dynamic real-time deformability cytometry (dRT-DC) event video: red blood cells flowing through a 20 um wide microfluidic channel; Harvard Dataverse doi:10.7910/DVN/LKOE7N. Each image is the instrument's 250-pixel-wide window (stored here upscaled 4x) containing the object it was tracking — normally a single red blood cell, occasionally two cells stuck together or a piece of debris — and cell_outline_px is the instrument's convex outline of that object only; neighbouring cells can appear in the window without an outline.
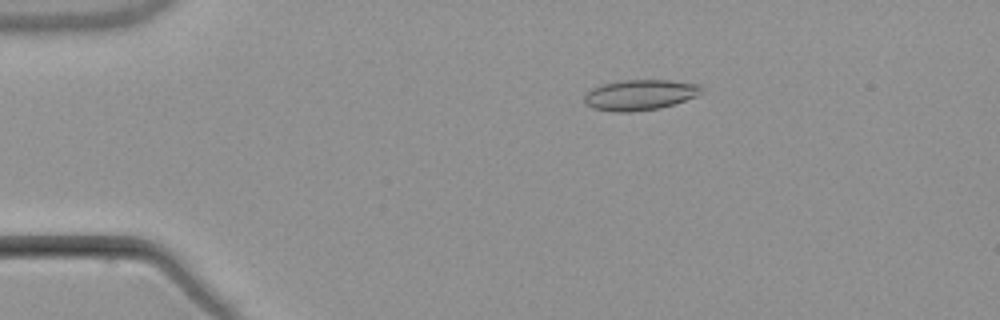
{"species": "common noctule bat (a hibernating species)", "species_latin": "Nyctalus noctula", "temperature_condition": "warm", "stored_images_in_passage": 5, "camera_frame_rate_fps": 3000, "um_per_image_px": 0.085, "animal": {"sex": "male", "body_mass_g": 21.5, "forearm_length_mm": 52.0}, "frame": {"image": 1, "passage_image": 3, "time_ms": 2.333, "image_size_px": [1000, 320], "cell_outline_px": [[700, 92], [696, 96], [660, 108], [628, 112], [612, 112], [592, 108], [584, 104], [584, 96], [592, 88], [604, 84], [624, 80], [668, 80], [700, 84]], "centroid_in_image_um": [54.34, 8.07], "position_along_channel_um": 30.7, "area_um2": 20.63}}
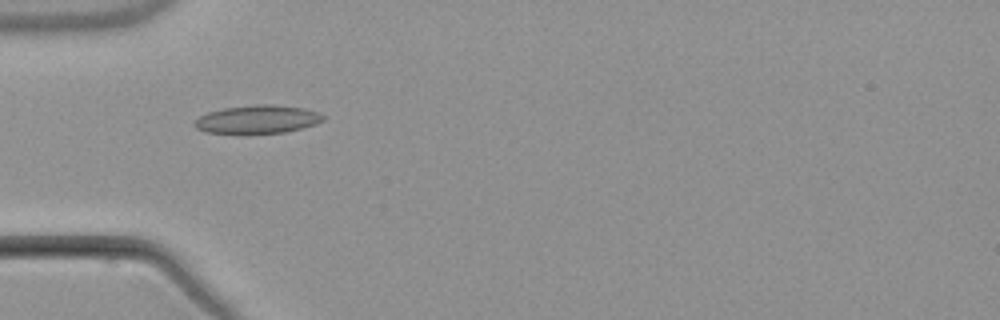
{"frame": {"image": 2, "passage_image": 5, "time_ms": 4.667, "image_size_px": [1000, 320], "cell_outline_px": [[324, 120], [316, 124], [284, 132], [204, 132], [196, 128], [192, 124], [200, 116], [208, 112], [224, 108], [256, 104], [272, 104], [304, 108], [316, 112], [324, 116]], "centroid_in_image_um": [21.88, 10.12], "position_along_channel_um": 63.1, "area_um2": 20.69}}